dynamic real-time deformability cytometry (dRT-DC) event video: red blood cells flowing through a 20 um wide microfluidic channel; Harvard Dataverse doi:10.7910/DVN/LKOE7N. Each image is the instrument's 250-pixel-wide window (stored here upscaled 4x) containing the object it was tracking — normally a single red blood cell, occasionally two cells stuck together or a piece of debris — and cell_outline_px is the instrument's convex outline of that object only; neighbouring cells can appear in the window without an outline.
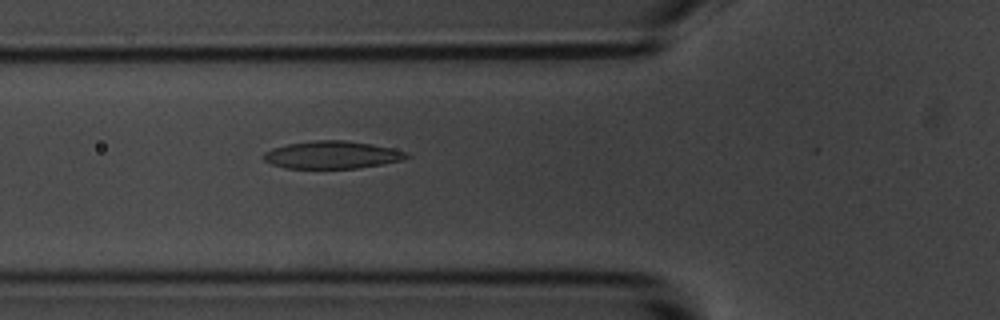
{"species": "common noctule bat (a hibernating species)", "species_latin": "Nyctalus noctula", "temperature_condition": "room temperature", "stored_images_in_passage": 3, "camera_frame_rate_fps": 3000, "um_per_image_px": 0.085, "animal": {"sex": "male", "body_mass_g": 20.1, "forearm_length_mm": 53.5}, "frame": {"image": 1, "passage_image": 3, "time_ms": 2.333, "image_size_px": [1000, 320], "cell_outline_px": [[412, 156], [404, 160], [356, 168], [284, 168], [272, 164], [264, 160], [260, 156], [264, 152], [272, 148], [288, 144], [320, 140], [344, 140], [372, 144], [408, 152]], "centroid_in_image_um": [28.22, 13.16], "position_along_channel_um": 97.6, "area_um2": 22.95}}